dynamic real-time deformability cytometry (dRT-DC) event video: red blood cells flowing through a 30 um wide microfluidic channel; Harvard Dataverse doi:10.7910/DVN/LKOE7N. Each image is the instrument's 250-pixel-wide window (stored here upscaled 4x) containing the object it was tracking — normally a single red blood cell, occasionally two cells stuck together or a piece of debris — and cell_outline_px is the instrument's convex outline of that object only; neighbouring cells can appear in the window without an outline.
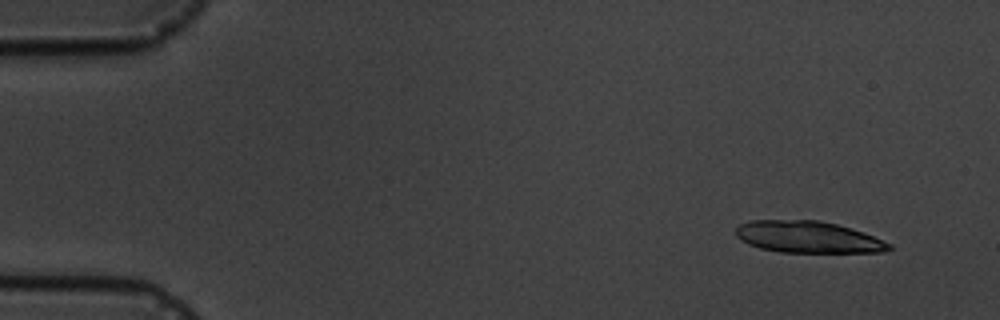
{"species": "common noctule bat (a hibernating species)", "species_latin": "Nyctalus noctula", "temperature_condition": "cold", "stored_images_in_passage": 6, "camera_frame_rate_fps": 3000, "um_per_image_px": 0.085, "animal": {"sex": "male", "body_mass_g": 19.5, "forearm_length_mm": 54.6}, "frame": {"image": 1, "passage_image": 2, "time_ms": 1.0, "image_size_px": [1000, 320], "cell_outline_px": [[892, 248], [884, 252], [780, 252], [760, 248], [748, 244], [740, 240], [736, 236], [736, 228], [740, 224], [752, 220], [820, 220], [836, 224], [864, 232], [892, 244]], "centroid_in_image_um": [68.68, 20.15], "position_along_channel_um": 16.3, "area_um2": 28.32}}